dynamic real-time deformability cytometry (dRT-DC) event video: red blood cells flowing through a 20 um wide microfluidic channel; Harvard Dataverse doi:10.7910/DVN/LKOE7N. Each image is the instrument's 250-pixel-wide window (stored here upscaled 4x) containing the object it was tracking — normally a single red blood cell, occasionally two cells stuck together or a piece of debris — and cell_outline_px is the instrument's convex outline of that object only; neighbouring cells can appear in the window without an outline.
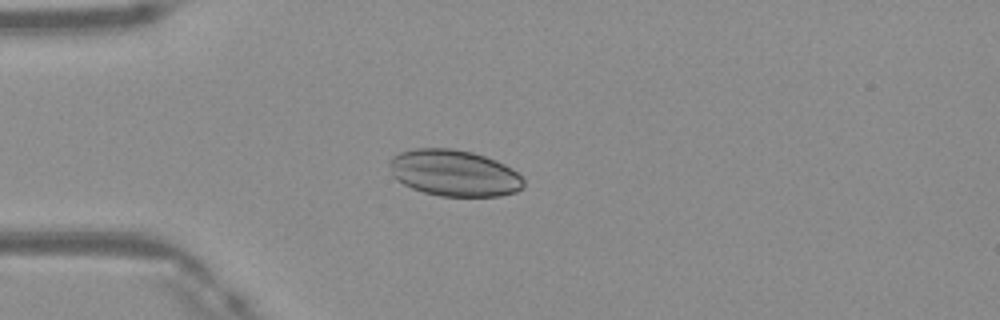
{"species": "Egyptian fruit bat (a non-hibernating species)", "species_latin": "Rousettus aegyptiacus", "temperature_condition": "warm", "stored_images_in_passage": 43, "camera_frame_rate_fps": 3000, "um_per_image_px": 0.085, "frame": {"image": 1, "passage_image": 12, "time_ms": 3.667, "image_size_px": [1000, 320], "cell_outline_px": [[524, 184], [516, 192], [500, 196], [440, 196], [424, 192], [412, 188], [396, 180], [392, 176], [388, 164], [392, 156], [400, 152], [416, 148], [452, 148], [472, 152], [496, 160], [512, 168], [524, 180]], "centroid_in_image_um": [38.57, 14.7], "position_along_channel_um": 46.4, "area_um2": 36.36}}
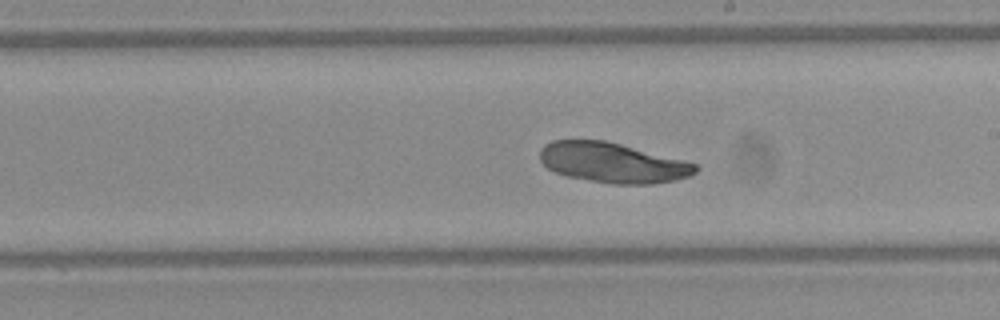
{"frame": {"image": 2, "passage_image": 27, "time_ms": 8.667, "image_size_px": [1000, 320], "cell_outline_px": [[700, 168], [692, 176], [676, 180], [652, 184], [612, 184], [564, 176], [548, 168], [540, 160], [540, 148], [544, 144], [552, 140], [604, 140], [620, 144], [696, 164]], "centroid_in_image_um": [52.05, 13.84], "position_along_channel_um": 237.0, "area_um2": 36.24}}
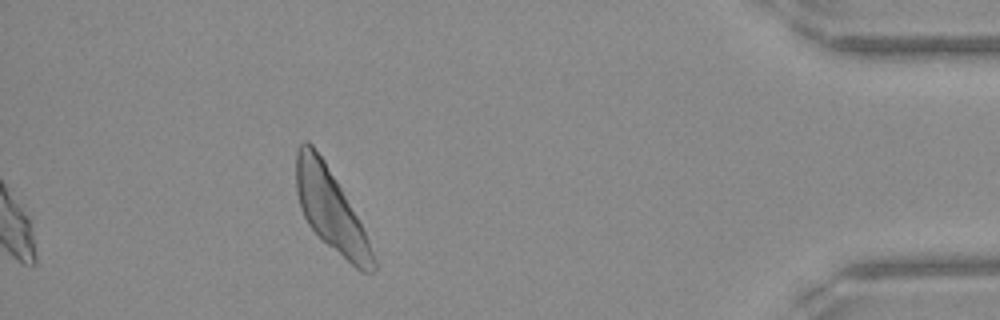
{"frame": {"image": 3, "passage_image": 43, "time_ms": 14.0, "image_size_px": [1000, 320], "cell_outline_px": [[376, 268], [372, 272], [360, 272], [328, 244], [308, 224], [300, 208], [296, 192], [296, 152], [300, 144], [304, 140], [308, 140], [312, 144], [324, 160], [336, 180], [356, 216], [368, 240], [376, 260]], "centroid_in_image_um": [28.08, 17.8], "position_along_channel_um": 407.1, "area_um2": 35.84}}